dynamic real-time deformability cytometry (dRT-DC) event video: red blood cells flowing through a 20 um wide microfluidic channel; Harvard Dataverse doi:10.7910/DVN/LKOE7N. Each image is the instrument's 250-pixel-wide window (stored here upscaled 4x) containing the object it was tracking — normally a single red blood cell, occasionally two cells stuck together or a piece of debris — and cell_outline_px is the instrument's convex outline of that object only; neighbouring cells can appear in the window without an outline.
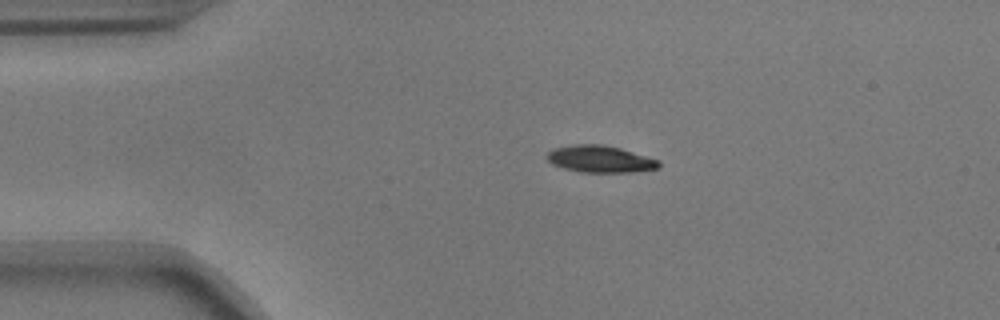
{"species": "common noctule bat (a hibernating species)", "species_latin": "Nyctalus noctula", "temperature_condition": "warm", "stored_images_in_passage": 45, "camera_frame_rate_fps": 3000, "um_per_image_px": 0.085, "animal": {"sex": "male", "body_mass_g": 17.9}, "frame": {"image": 1, "passage_image": 1, "time_ms": 0.0, "image_size_px": [1000, 320], "cell_outline_px": [[660, 168], [632, 172], [580, 172], [564, 168], [552, 164], [548, 160], [548, 152], [552, 148], [572, 144], [604, 144], [620, 148], [660, 160]], "centroid_in_image_um": [51.02, 13.51], "position_along_channel_um": 34.0, "area_um2": 17.63}}
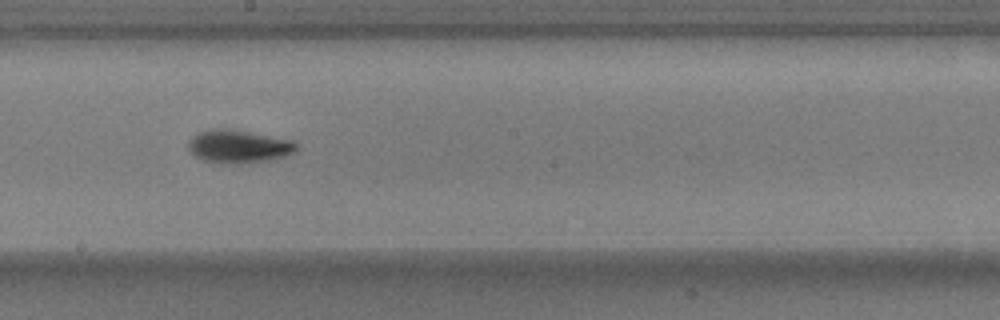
{"frame": {"image": 2, "passage_image": 20, "time_ms": 6.333, "image_size_px": [1000, 320], "cell_outline_px": [[300, 148], [296, 152], [284, 156], [268, 160], [204, 160], [196, 156], [188, 148], [188, 140], [192, 136], [200, 132], [212, 128], [224, 128], [292, 140], [300, 144]], "centroid_in_image_um": [20.33, 12.38], "position_along_channel_um": 227.9, "area_um2": 19.71}}
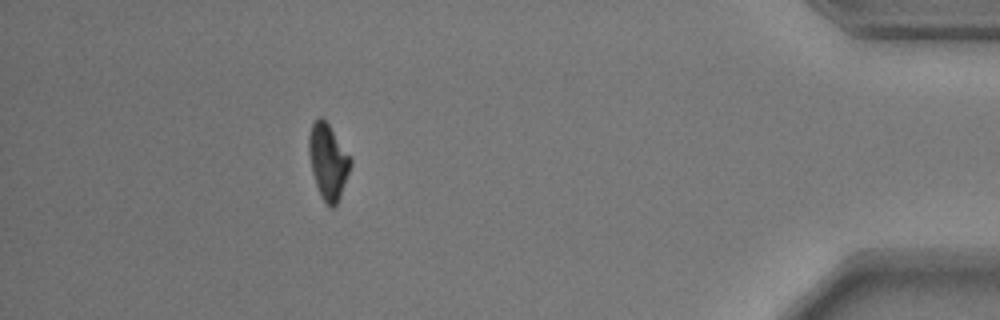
{"frame": {"image": 3, "passage_image": 39, "time_ms": 12.667, "image_size_px": [1000, 320], "cell_outline_px": [[352, 164], [340, 196], [336, 204], [332, 208], [328, 208], [320, 196], [312, 172], [308, 152], [308, 136], [312, 124], [320, 116], [328, 124], [352, 160]], "centroid_in_image_um": [27.87, 13.76], "position_along_channel_um": 407.3, "area_um2": 18.09}, "authors_computed_cell_mechanics": {"area_um2": 18.3804, "velocity_mm_per_s": 3.67, "shape_relaxation_time_tau1_ms": 2.9889, "shape_relaxation_time_tau2_ms": 4.6278, "deformation_change_tau1": 0.1491, "deformation_change_tau2": 0.0938}}